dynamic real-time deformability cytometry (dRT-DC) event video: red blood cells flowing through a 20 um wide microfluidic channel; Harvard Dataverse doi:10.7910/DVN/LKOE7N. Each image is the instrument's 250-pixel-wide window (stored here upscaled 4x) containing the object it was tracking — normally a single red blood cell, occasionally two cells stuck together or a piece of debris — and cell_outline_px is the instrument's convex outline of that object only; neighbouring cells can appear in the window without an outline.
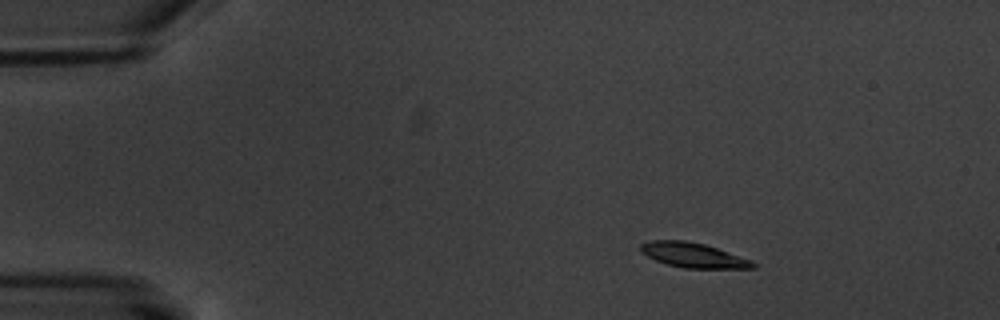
{"species": "common noctule bat (a hibernating species)", "species_latin": "Nyctalus noctula", "temperature_condition": "warm", "stored_images_in_passage": 8, "camera_frame_rate_fps": 3000, "um_per_image_px": 0.085, "animal": {"sex": "male", "body_mass_g": 20.1, "forearm_length_mm": 53.5}, "frame": {"image": 1, "passage_image": 2, "time_ms": 1.333, "image_size_px": [1000, 320], "cell_outline_px": [[756, 268], [684, 268], [668, 264], [656, 260], [640, 252], [640, 244], [652, 240], [684, 240], [704, 244], [752, 260], [756, 264]], "centroid_in_image_um": [58.92, 21.68], "position_along_channel_um": 26.1, "area_um2": 16.07}}
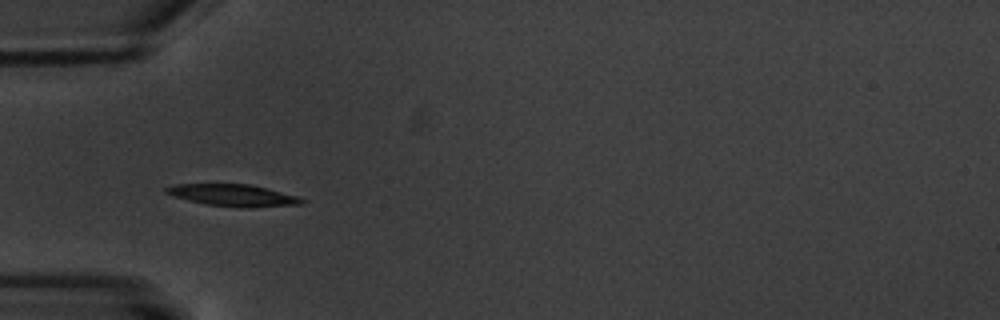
{"frame": {"image": 2, "passage_image": 5, "time_ms": 4.667, "image_size_px": [1000, 320], "cell_outline_px": [[304, 204], [252, 208], [240, 208], [204, 204], [188, 200], [164, 192], [164, 188], [176, 184], [248, 184], [296, 196], [304, 200]], "centroid_in_image_um": [19.8, 16.61], "position_along_channel_um": 65.2, "area_um2": 17.17}}